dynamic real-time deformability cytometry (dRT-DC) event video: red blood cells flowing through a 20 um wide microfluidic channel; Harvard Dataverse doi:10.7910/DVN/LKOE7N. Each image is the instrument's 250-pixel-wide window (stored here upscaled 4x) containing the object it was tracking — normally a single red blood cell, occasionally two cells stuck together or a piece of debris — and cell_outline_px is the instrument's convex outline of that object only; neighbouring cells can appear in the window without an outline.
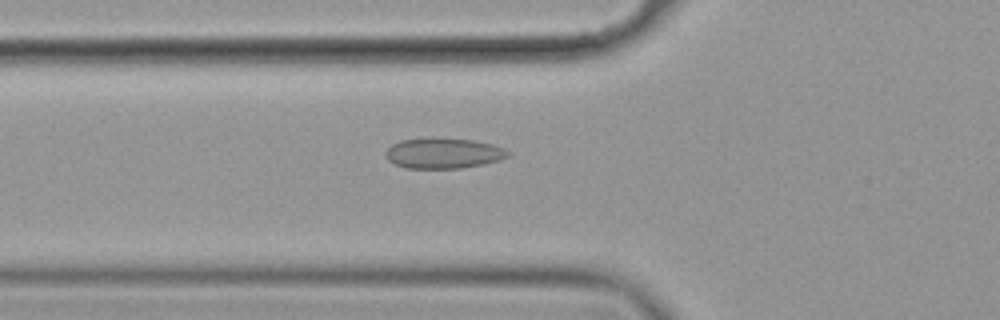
{"species": "common noctule bat (a hibernating species)", "species_latin": "Nyctalus noctula", "temperature_condition": "cold", "stored_images_in_passage": 47, "camera_frame_rate_fps": 3000, "um_per_image_px": 0.085, "animal": {"sex": "female", "body_mass_g": 19.9}, "frame": {"image": 1, "passage_image": 11, "time_ms": 3.333, "image_size_px": [1000, 320], "cell_outline_px": [[512, 152], [508, 156], [500, 160], [484, 164], [460, 168], [404, 168], [388, 160], [384, 152], [392, 144], [400, 140], [432, 136], [472, 140], [492, 144], [504, 148]], "centroid_in_image_um": [37.68, 13.0], "position_along_channel_um": 88.1, "area_um2": 22.14}}
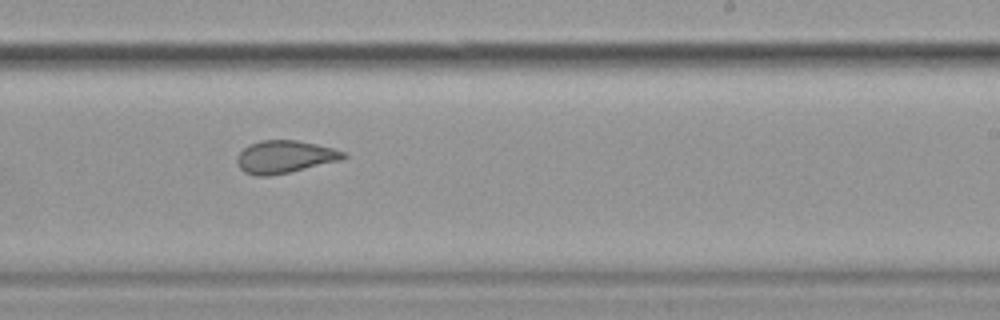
{"frame": {"image": 2, "passage_image": 26, "time_ms": 8.333, "image_size_px": [1000, 320], "cell_outline_px": [[348, 156], [340, 160], [288, 172], [268, 176], [256, 176], [244, 172], [240, 168], [236, 160], [236, 156], [248, 144], [260, 140], [296, 140], [316, 144], [332, 148], [344, 152]], "centroid_in_image_um": [24.16, 13.32], "position_along_channel_um": 264.8, "area_um2": 20.06}}
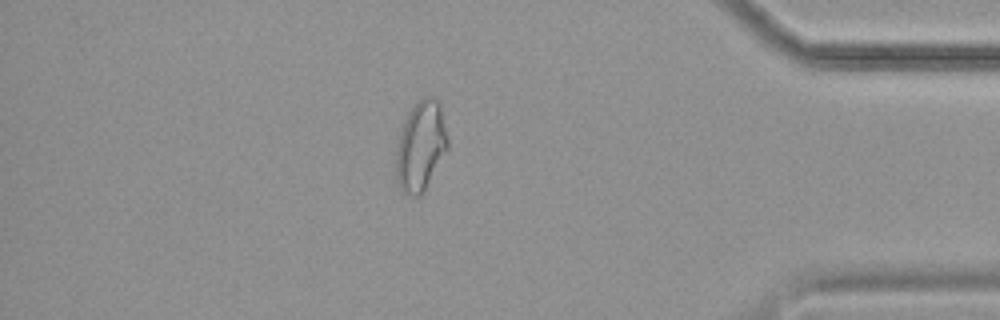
{"frame": {"image": 3, "passage_image": 40, "time_ms": 13.0, "image_size_px": [1000, 320], "cell_outline_px": [[448, 148], [420, 196], [412, 196], [404, 192], [400, 188], [396, 180], [396, 148], [404, 120], [408, 112], [424, 96], [432, 96], [440, 104], [448, 140]], "centroid_in_image_um": [35.75, 12.41], "position_along_channel_um": 399.5, "area_um2": 26.65}, "authors_computed_cell_mechanics": {"area_um2": 22.1374, "velocity_mm_per_s": 3.5424, "shape_relaxation_time_tau1_ms": null, "shape_relaxation_time_tau2_ms": 1.5927, "deformation_change_tau1": null, "deformation_change_tau2": 0.074}}